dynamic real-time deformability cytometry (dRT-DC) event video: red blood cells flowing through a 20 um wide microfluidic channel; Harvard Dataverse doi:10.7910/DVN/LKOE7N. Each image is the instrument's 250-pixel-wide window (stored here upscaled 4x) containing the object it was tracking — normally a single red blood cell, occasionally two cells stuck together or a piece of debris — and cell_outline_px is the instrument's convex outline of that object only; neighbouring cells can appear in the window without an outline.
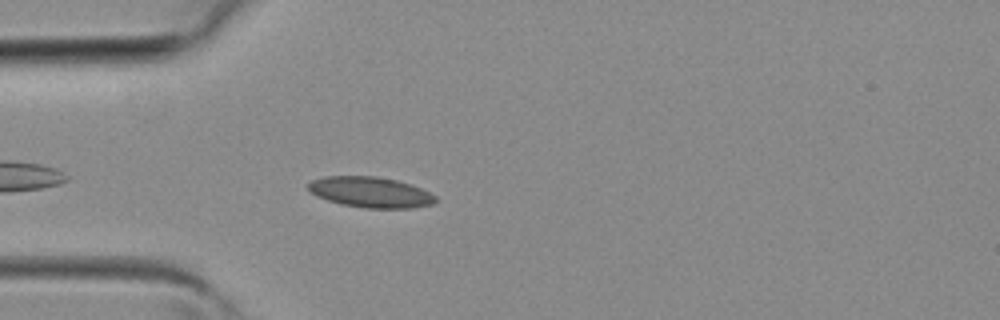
{"species": "common noctule bat (a hibernating species)", "species_latin": "Nyctalus noctula", "temperature_condition": "room temperature", "stored_images_in_passage": 22, "camera_frame_rate_fps": 3000, "um_per_image_px": 0.085, "animal": {"sex": "female", "body_mass_g": 19.3, "forearm_length_mm": 54.1}, "frame": {"image": 1, "passage_image": 3, "time_ms": 0.667, "image_size_px": [1000, 320], "cell_outline_px": [[436, 200], [432, 204], [412, 208], [364, 208], [340, 204], [316, 196], [308, 192], [308, 184], [312, 180], [324, 176], [376, 176], [396, 180], [420, 188], [436, 196]], "centroid_in_image_um": [31.44, 16.34], "position_along_channel_um": 53.6, "area_um2": 22.72}}
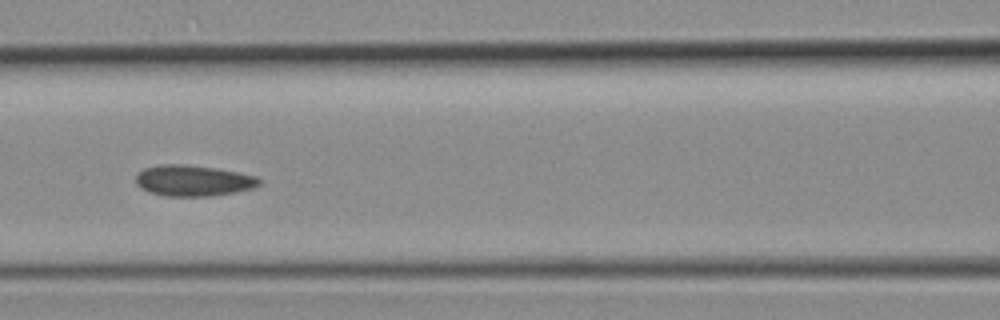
{"frame": {"image": 2, "passage_image": 9, "time_ms": 2.667, "image_size_px": [1000, 320], "cell_outline_px": [[264, 180], [260, 184], [252, 188], [236, 192], [208, 196], [164, 196], [148, 192], [140, 188], [136, 184], [136, 176], [144, 168], [160, 164], [184, 164], [216, 168], [256, 176]], "centroid_in_image_um": [16.42, 15.35], "position_along_channel_um": 150.2, "area_um2": 22.37}}
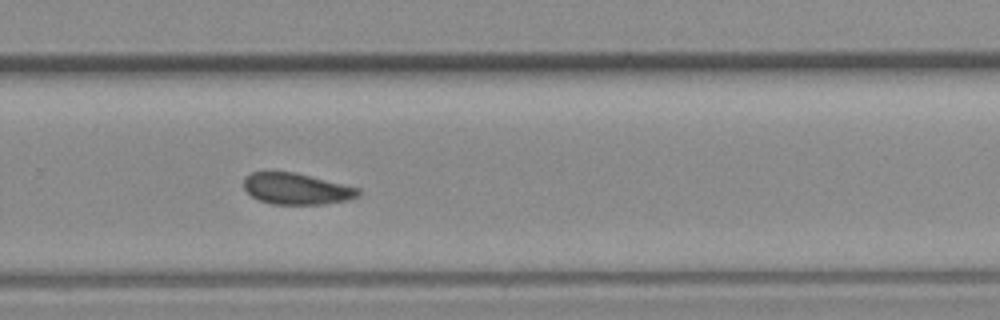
{"frame": {"image": 3, "passage_image": 18, "time_ms": 5.667, "image_size_px": [1000, 320], "cell_outline_px": [[360, 196], [348, 200], [324, 204], [272, 204], [260, 200], [252, 196], [244, 188], [244, 176], [252, 172], [296, 172], [360, 188]], "centroid_in_image_um": [25.23, 16.04], "position_along_channel_um": 304.6, "area_um2": 20.92}}